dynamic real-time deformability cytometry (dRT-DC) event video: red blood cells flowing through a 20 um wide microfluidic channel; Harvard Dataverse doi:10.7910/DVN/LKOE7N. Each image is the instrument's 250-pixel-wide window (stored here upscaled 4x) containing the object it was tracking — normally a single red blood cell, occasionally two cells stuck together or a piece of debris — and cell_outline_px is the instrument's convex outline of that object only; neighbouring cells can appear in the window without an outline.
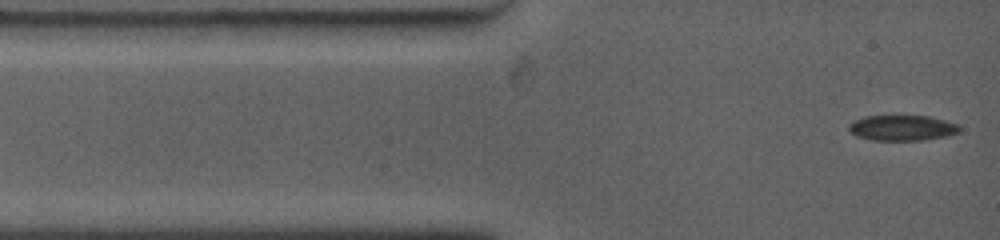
{"species": "common noctule bat (a hibernating species)", "species_latin": "Nyctalus noctula", "temperature_condition": "warm", "stored_images_in_passage": 10, "camera_frame_rate_fps": 4500, "um_per_image_px": 0.085, "animal": {"sex": "female", "body_mass_g": 19.0, "forearm_length_mm": 53.3}, "frame": {"image": 1, "passage_image": 1, "time_ms": 0.0, "image_size_px": [1000, 240], "cell_outline_px": [[960, 132], [948, 136], [924, 140], [872, 140], [856, 136], [848, 128], [848, 124], [852, 120], [864, 116], [928, 116], [960, 124]], "centroid_in_image_um": [76.69, 10.87], "position_along_channel_um": 8.3, "area_um2": 16.59}}
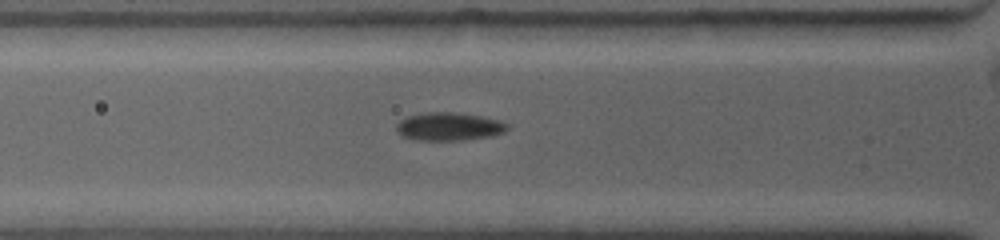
{"frame": {"image": 2, "passage_image": 6, "time_ms": 3.111, "image_size_px": [1000, 240], "cell_outline_px": [[508, 128], [504, 132], [492, 136], [464, 140], [416, 140], [404, 136], [396, 128], [396, 124], [400, 120], [408, 116], [428, 112], [452, 112], [480, 116], [500, 120], [508, 124]], "centroid_in_image_um": [38.19, 10.76], "position_along_channel_um": 87.6, "area_um2": 18.03}}
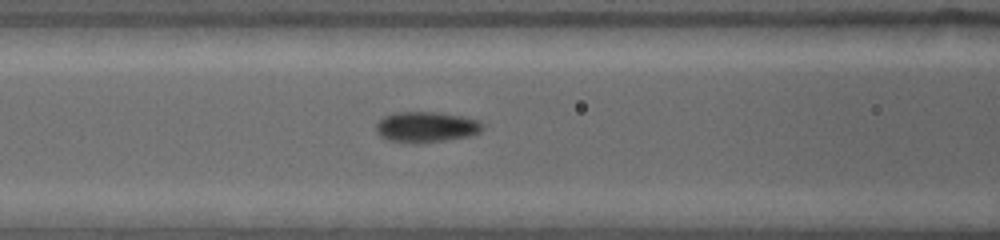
{"frame": {"image": 3, "passage_image": 9, "time_ms": 4.222, "image_size_px": [1000, 240], "cell_outline_px": [[480, 132], [468, 136], [444, 140], [388, 140], [380, 136], [376, 128], [376, 124], [384, 116], [400, 112], [428, 112], [460, 116], [476, 120], [480, 124]], "centroid_in_image_um": [36.19, 10.76], "position_along_channel_um": 130.4, "area_um2": 17.69}}